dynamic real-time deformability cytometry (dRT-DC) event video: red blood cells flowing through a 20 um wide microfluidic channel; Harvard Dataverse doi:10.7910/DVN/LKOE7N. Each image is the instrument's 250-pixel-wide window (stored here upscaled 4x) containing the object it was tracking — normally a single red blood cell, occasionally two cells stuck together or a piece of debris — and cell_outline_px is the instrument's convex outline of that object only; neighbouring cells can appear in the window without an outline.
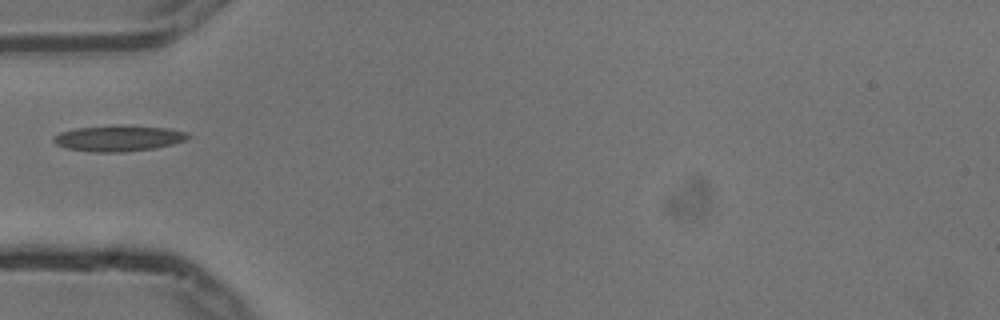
{"species": "common noctule bat (a hibernating species)", "species_latin": "Nyctalus noctula", "temperature_condition": "cold", "stored_images_in_passage": 38, "camera_frame_rate_fps": 3000, "um_per_image_px": 0.085, "animal": {"sex": "male", "body_mass_g": 13.3}, "frame": {"image": 1, "passage_image": 1, "time_ms": 0.0, "image_size_px": [1000, 320], "cell_outline_px": [[192, 136], [184, 140], [172, 144], [156, 148], [124, 152], [92, 152], [68, 148], [56, 144], [52, 140], [52, 136], [60, 132], [76, 128], [116, 124], [120, 124], [168, 128], [188, 132]], "centroid_in_image_um": [10.08, 11.74], "position_along_channel_um": 74.9, "area_um2": 20.63}}
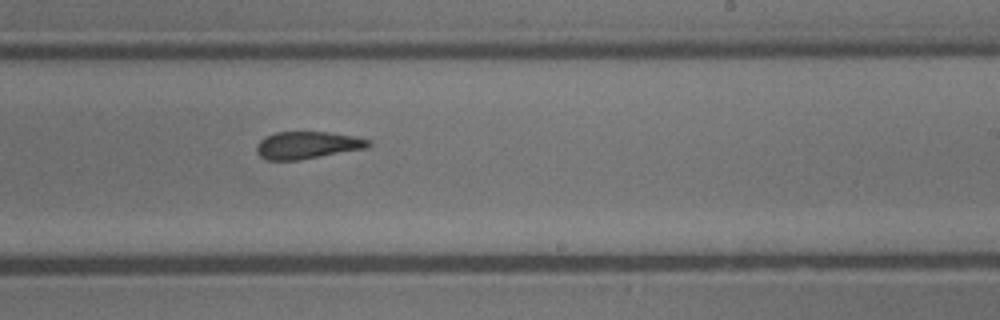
{"frame": {"image": 2, "passage_image": 16, "time_ms": 5.0, "image_size_px": [1000, 320], "cell_outline_px": [[372, 144], [368, 148], [300, 160], [268, 160], [260, 156], [256, 152], [256, 144], [264, 136], [276, 132], [328, 132], [356, 136], [372, 140]], "centroid_in_image_um": [26.15, 12.33], "position_along_channel_um": 262.8, "area_um2": 18.09}}
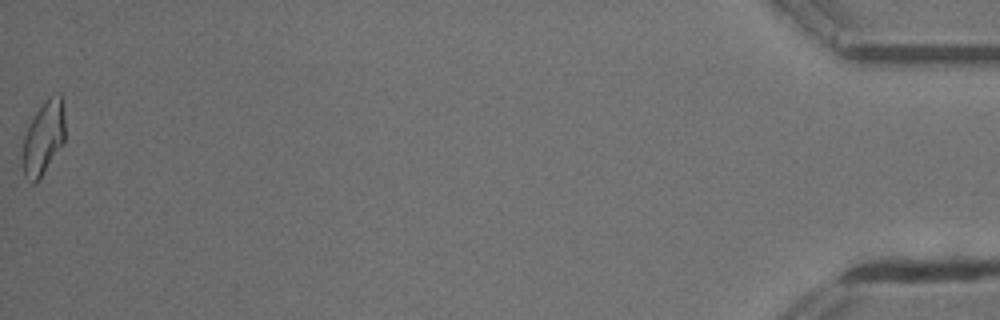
{"frame": {"image": 3, "passage_image": 38, "time_ms": 12.333, "image_size_px": [1000, 320], "cell_outline_px": [[64, 140], [36, 184], [32, 184], [24, 176], [16, 144], [32, 116], [44, 100], [48, 96], [60, 92], [64, 112]], "centroid_in_image_um": [3.56, 11.73], "position_along_channel_um": 431.6, "area_um2": 19.42}}